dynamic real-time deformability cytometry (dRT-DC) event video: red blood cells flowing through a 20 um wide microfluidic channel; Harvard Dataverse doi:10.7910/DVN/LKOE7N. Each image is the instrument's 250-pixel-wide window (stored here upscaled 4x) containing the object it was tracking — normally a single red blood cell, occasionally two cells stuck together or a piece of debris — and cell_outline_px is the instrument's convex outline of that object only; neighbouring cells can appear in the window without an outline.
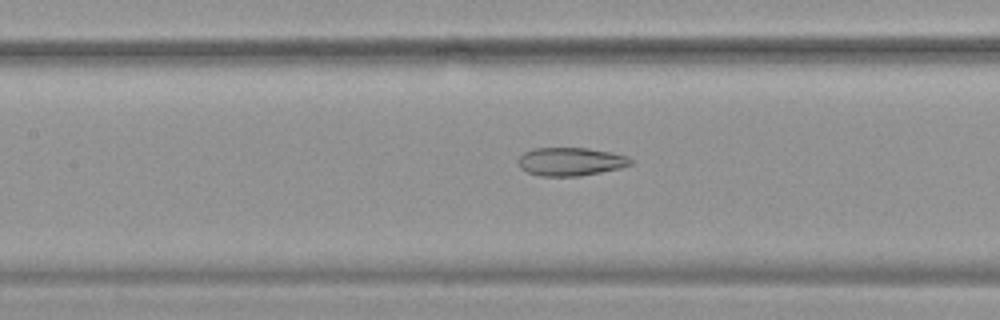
{"species": "common noctule bat (a hibernating species)", "species_latin": "Nyctalus noctula", "temperature_condition": "warm", "stored_images_in_passage": 54, "camera_frame_rate_fps": 3000, "um_per_image_px": 0.085, "animal": {"sex": "female", "body_mass_g": 19.9}, "frame": {"image": 1, "passage_image": 25, "time_ms": 8.0, "image_size_px": [1000, 320], "cell_outline_px": [[632, 164], [620, 168], [580, 176], [540, 176], [528, 172], [520, 168], [516, 160], [524, 152], [532, 148], [588, 148], [612, 152], [628, 156], [632, 160]], "centroid_in_image_um": [48.48, 13.73], "position_along_channel_um": 158.9, "area_um2": 18.67}}
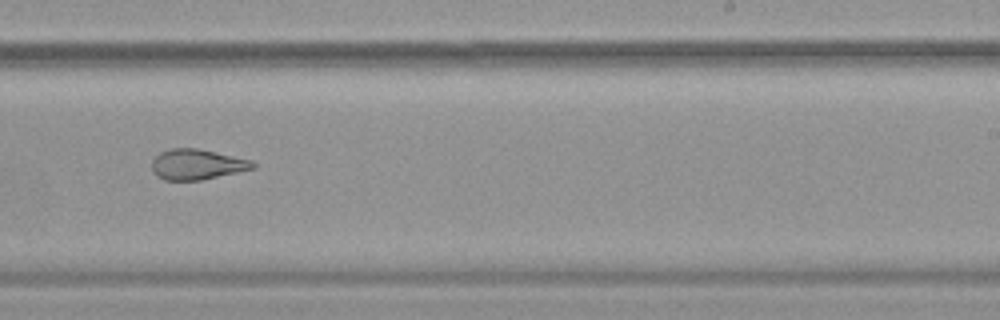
{"frame": {"image": 2, "passage_image": 34, "time_ms": 11.0, "image_size_px": [1000, 320], "cell_outline_px": [[256, 168], [200, 180], [164, 180], [156, 176], [152, 172], [152, 160], [160, 152], [168, 148], [196, 148], [216, 152], [252, 160], [256, 164]], "centroid_in_image_um": [16.72, 13.97], "position_along_channel_um": 272.3, "area_um2": 17.98}}
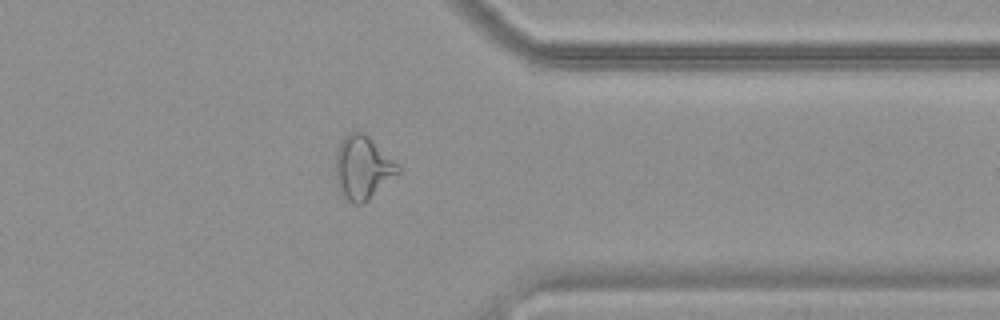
{"frame": {"image": 3, "passage_image": 43, "time_ms": 14.0, "image_size_px": [1000, 320], "cell_outline_px": [[400, 172], [364, 204], [356, 204], [348, 200], [340, 188], [336, 176], [336, 152], [340, 140], [344, 136], [352, 132], [364, 132], [400, 164]], "centroid_in_image_um": [30.87, 14.22], "position_along_channel_um": 380.5, "area_um2": 22.95}, "authors_computed_cell_mechanics": {"area_um2": 23.3223, "velocity_mm_per_s": 3.8003, "shape_relaxation_time_tau1_ms": null, "shape_relaxation_time_tau2_ms": 2.0595, "deformation_change_tau1": null, "deformation_change_tau2": 0.108}}